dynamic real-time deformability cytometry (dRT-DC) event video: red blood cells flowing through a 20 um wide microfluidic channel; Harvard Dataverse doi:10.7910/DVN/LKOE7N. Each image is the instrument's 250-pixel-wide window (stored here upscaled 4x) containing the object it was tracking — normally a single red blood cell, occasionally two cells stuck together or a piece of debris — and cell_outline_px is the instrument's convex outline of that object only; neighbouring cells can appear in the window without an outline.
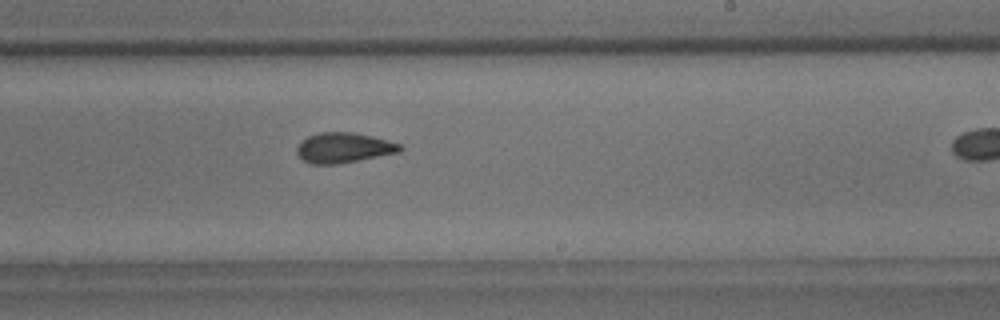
{"species": "common noctule bat (a hibernating species)", "species_latin": "Nyctalus noctula", "temperature_condition": "room temperature", "stored_images_in_passage": 27, "camera_frame_rate_fps": 3000, "um_per_image_px": 0.085, "animal": {"sex": "male", "body_mass_g": 18.8}, "frame": {"image": 1, "passage_image": 23, "time_ms": 7.333, "image_size_px": [1000, 320], "cell_outline_px": [[404, 148], [400, 152], [336, 164], [312, 164], [304, 160], [296, 152], [296, 148], [308, 136], [320, 132], [356, 132], [388, 140], [400, 144]], "centroid_in_image_um": [29.24, 12.55], "position_along_channel_um": 259.8, "area_um2": 17.98}}